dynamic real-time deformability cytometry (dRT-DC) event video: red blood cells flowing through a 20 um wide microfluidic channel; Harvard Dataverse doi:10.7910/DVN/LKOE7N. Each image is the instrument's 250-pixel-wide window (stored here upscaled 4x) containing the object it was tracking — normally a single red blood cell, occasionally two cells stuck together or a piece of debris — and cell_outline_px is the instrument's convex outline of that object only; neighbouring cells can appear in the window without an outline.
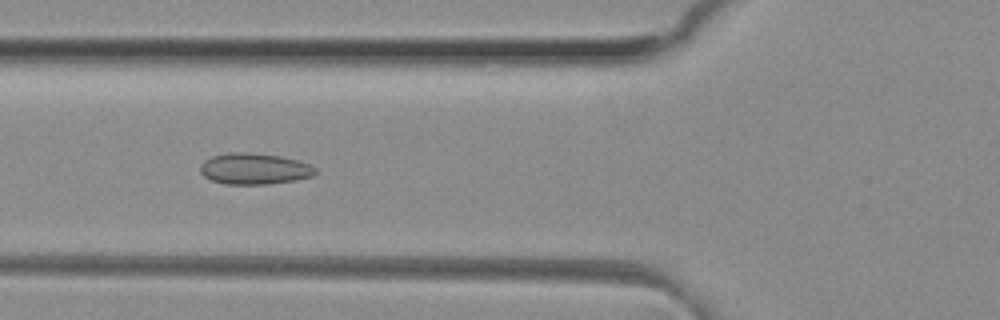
{"species": "common noctule bat (a hibernating species)", "species_latin": "Nyctalus noctula", "temperature_condition": "room temperature", "stored_images_in_passage": 48, "camera_frame_rate_fps": 3000, "um_per_image_px": 0.085, "animal": {"sex": "female", "body_mass_g": 29.2, "forearm_length_mm": 56.3}, "frame": {"image": 1, "passage_image": 17, "time_ms": 5.333, "image_size_px": [1000, 320], "cell_outline_px": [[320, 172], [312, 176], [296, 180], [268, 184], [224, 184], [212, 180], [204, 176], [200, 172], [200, 164], [204, 160], [212, 156], [232, 152], [244, 152], [280, 156], [296, 160], [308, 164], [316, 168]], "centroid_in_image_um": [21.62, 14.35], "position_along_channel_um": 104.2, "area_um2": 20.92}}
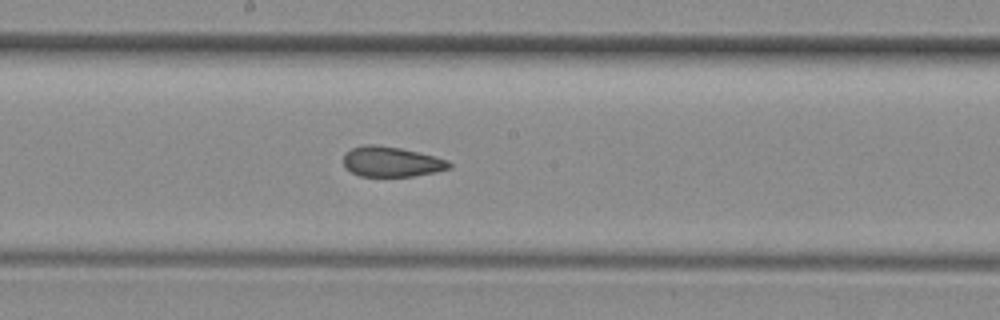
{"frame": {"image": 2, "passage_image": 25, "time_ms": 8.0, "image_size_px": [1000, 320], "cell_outline_px": [[452, 168], [436, 172], [412, 176], [360, 176], [344, 168], [344, 152], [352, 148], [364, 144], [372, 144], [400, 148], [436, 156], [448, 160], [452, 164]], "centroid_in_image_um": [33.28, 13.74], "position_along_channel_um": 214.9, "area_um2": 18.73}}
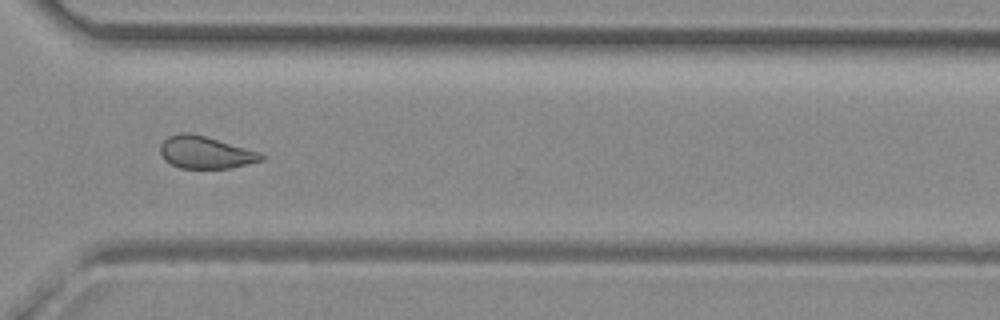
{"frame": {"image": 3, "passage_image": 35, "time_ms": 11.333, "image_size_px": [1000, 320], "cell_outline_px": [[264, 160], [228, 168], [180, 168], [164, 160], [160, 152], [160, 144], [168, 136], [180, 132], [188, 132], [204, 136], [264, 152]], "centroid_in_image_um": [17.48, 12.94], "position_along_channel_um": 353.1, "area_um2": 19.13}, "authors_computed_cell_mechanics": {"area_um2": 20.1144, "velocity_mm_per_s": 4.1559, "shape_relaxation_time_tau1_ms": null, "shape_relaxation_time_tau2_ms": 1.7226, "deformation_change_tau1": null, "deformation_change_tau2": 0.0707}}